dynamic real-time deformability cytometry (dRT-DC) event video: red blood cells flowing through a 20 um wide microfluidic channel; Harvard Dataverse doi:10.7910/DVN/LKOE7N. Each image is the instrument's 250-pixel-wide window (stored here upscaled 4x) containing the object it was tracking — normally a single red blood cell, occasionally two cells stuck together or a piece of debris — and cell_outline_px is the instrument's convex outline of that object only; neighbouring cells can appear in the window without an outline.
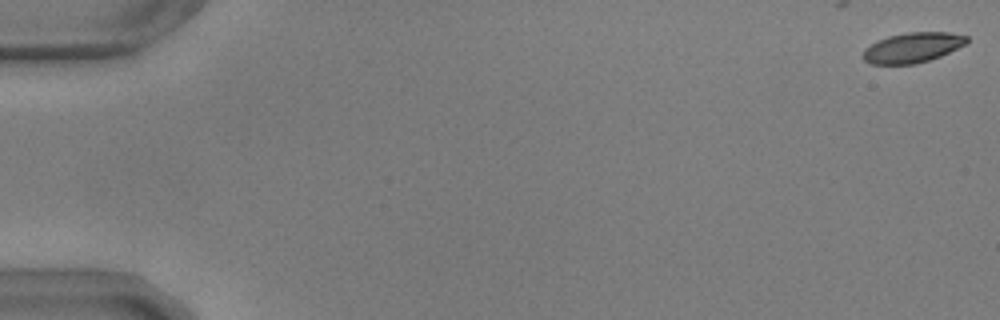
{"species": "common noctule bat (a hibernating species)", "species_latin": "Nyctalus noctula", "temperature_condition": "warm", "stored_images_in_passage": 8, "camera_frame_rate_fps": 3000, "um_per_image_px": 0.085, "animal": {"sex": "male", "body_mass_g": 17.9, "forearm_length_mm": 54.2}, "frame": {"image": 1, "passage_image": 1, "time_ms": 0.0, "image_size_px": [1000, 320], "cell_outline_px": [[968, 44], [940, 56], [916, 64], [872, 64], [864, 60], [864, 48], [888, 36], [908, 32], [948, 32], [968, 36]], "centroid_in_image_um": [77.62, 4.04], "position_along_channel_um": 7.4, "area_um2": 18.09}}